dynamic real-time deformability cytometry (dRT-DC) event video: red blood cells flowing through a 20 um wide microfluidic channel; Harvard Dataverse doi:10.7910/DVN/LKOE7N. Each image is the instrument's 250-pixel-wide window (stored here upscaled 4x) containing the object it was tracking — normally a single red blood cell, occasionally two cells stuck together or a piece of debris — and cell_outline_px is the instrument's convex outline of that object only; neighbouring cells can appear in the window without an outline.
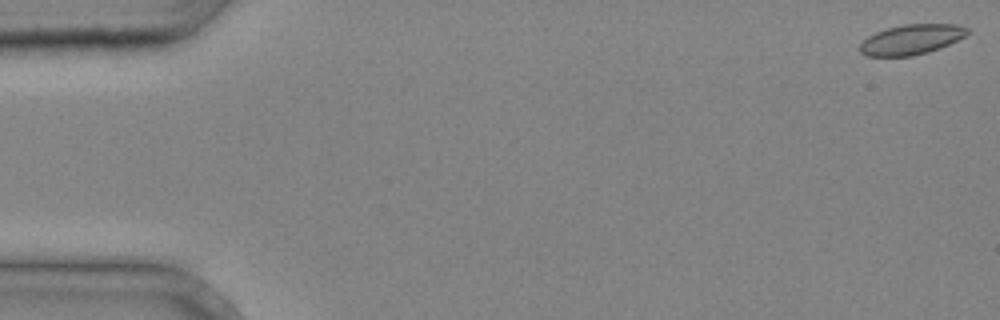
{"species": "common noctule bat (a hibernating species)", "species_latin": "Nyctalus noctula", "temperature_condition": "cold", "stored_images_in_passage": 4, "camera_frame_rate_fps": 3000, "um_per_image_px": 0.085, "animal": {"sex": "male", "body_mass_g": 20.4}, "frame": {"image": 1, "passage_image": 1, "time_ms": 0.0, "image_size_px": [1000, 320], "cell_outline_px": [[968, 32], [964, 36], [948, 44], [928, 52], [912, 56], [864, 56], [860, 52], [860, 44], [868, 36], [876, 32], [888, 28], [904, 24], [960, 24], [968, 28]], "centroid_in_image_um": [77.44, 3.35], "position_along_channel_um": 7.6, "area_um2": 18.67}}
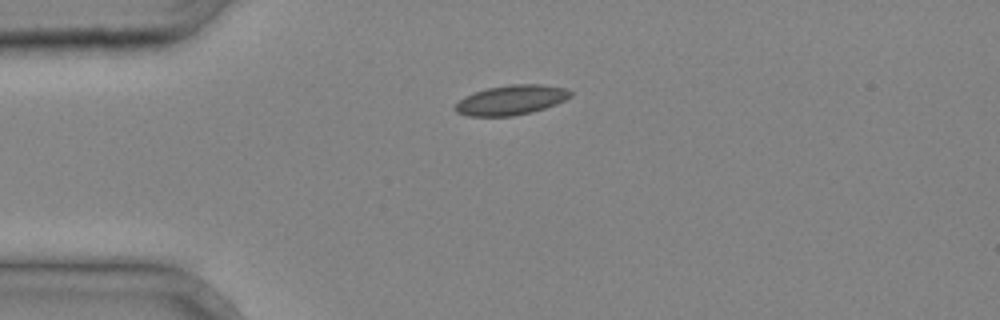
{"frame": {"image": 2, "passage_image": 3, "time_ms": 0.667, "image_size_px": [1000, 320], "cell_outline_px": [[572, 96], [556, 104], [532, 112], [512, 116], [468, 116], [456, 112], [452, 108], [464, 96], [488, 88], [512, 84], [540, 84], [564, 88], [572, 92]], "centroid_in_image_um": [43.43, 8.51], "position_along_channel_um": 41.6, "area_um2": 19.88}}